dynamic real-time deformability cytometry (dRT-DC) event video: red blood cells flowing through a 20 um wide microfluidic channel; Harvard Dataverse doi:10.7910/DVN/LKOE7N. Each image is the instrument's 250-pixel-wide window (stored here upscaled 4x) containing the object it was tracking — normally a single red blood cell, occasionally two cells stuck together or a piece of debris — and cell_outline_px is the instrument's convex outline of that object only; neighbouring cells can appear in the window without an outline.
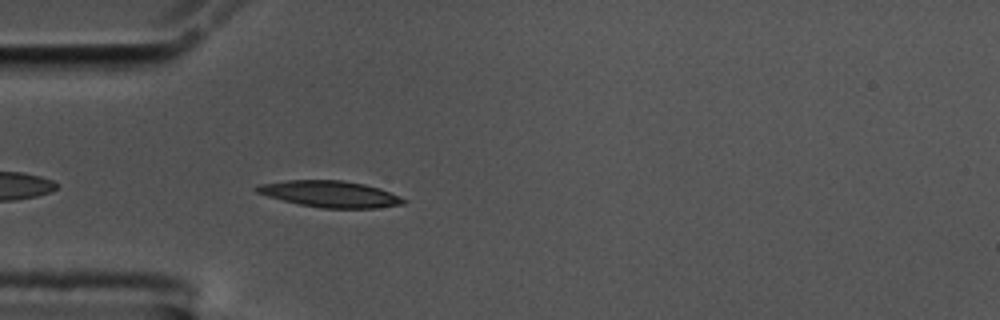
{"species": "common noctule bat (a hibernating species)", "species_latin": "Nyctalus noctula", "temperature_condition": "cold", "stored_images_in_passage": 43, "camera_frame_rate_fps": 3000, "um_per_image_px": 0.085, "animal": {"sex": "male", "body_mass_g": 17.5, "forearm_length_mm": 52.3}, "frame": {"image": 1, "passage_image": 3, "time_ms": 0.667, "image_size_px": [1000, 320], "cell_outline_px": [[408, 200], [404, 204], [376, 208], [320, 208], [300, 204], [268, 196], [256, 192], [252, 188], [256, 184], [288, 180], [344, 180], [364, 184], [380, 188], [400, 196]], "centroid_in_image_um": [28.06, 16.48], "position_along_channel_um": 56.9, "area_um2": 22.72}}
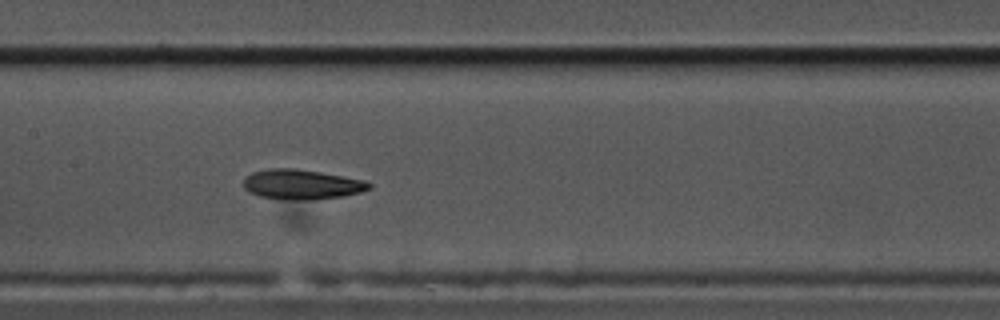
{"frame": {"image": 2, "passage_image": 14, "time_ms": 4.333, "image_size_px": [1000, 320], "cell_outline_px": [[372, 188], [360, 192], [344, 196], [312, 200], [284, 200], [260, 196], [248, 192], [244, 188], [244, 176], [252, 172], [268, 168], [296, 168], [344, 176], [364, 180], [372, 184]], "centroid_in_image_um": [25.63, 15.68], "position_along_channel_um": 181.8, "area_um2": 22.2}}
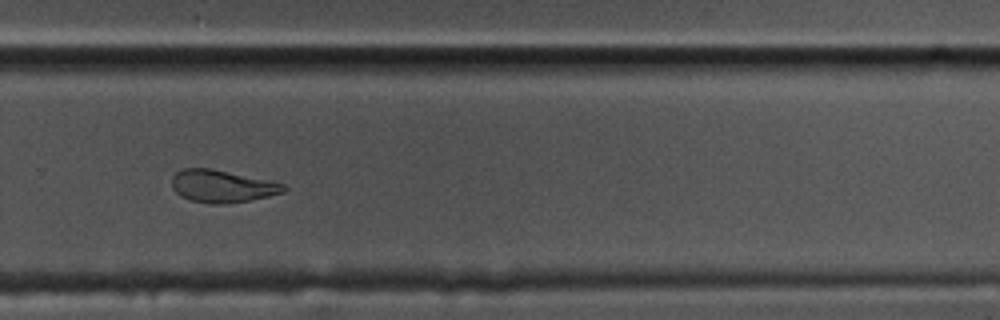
{"frame": {"image": 3, "passage_image": 25, "time_ms": 8.0, "image_size_px": [1000, 320], "cell_outline_px": [[288, 188], [284, 192], [268, 196], [248, 200], [224, 204], [212, 204], [188, 200], [180, 196], [172, 188], [172, 176], [176, 172], [184, 168], [212, 168], [284, 184]], "centroid_in_image_um": [18.83, 15.83], "position_along_channel_um": 311.0, "area_um2": 21.04}, "authors_computed_cell_mechanics": {"area_um2": 22.1374, "velocity_mm_per_s": 3.5244, "shape_relaxation_time_tau1_ms": 4.8611, "shape_relaxation_time_tau2_ms": 3.3209, "deformation_change_tau1": 0.1867, "deformation_change_tau2": 0.1111}}